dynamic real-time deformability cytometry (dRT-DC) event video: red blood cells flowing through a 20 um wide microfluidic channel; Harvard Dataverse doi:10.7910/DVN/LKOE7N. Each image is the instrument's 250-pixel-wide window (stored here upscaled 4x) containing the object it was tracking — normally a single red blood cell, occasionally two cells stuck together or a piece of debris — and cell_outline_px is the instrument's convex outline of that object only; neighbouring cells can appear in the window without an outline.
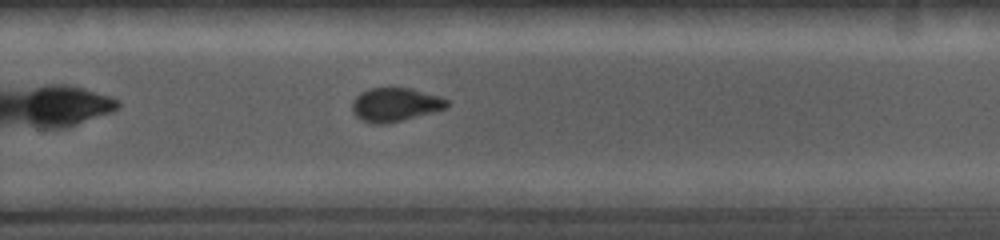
{"species": "common noctule bat (a hibernating species)", "species_latin": "Nyctalus noctula", "temperature_condition": "cold", "stored_images_in_passage": 24, "camera_frame_rate_fps": 5000, "um_per_image_px": 0.085, "animal": {"sex": "female", "body_mass_g": 19.0, "forearm_length_mm": 56.7}, "frame": {"image": 1, "passage_image": 12, "time_ms": 7.6, "image_size_px": [1000, 240], "cell_outline_px": [[448, 108], [384, 124], [372, 124], [360, 120], [352, 112], [352, 100], [360, 92], [368, 88], [412, 88], [440, 96], [448, 100]], "centroid_in_image_um": [33.56, 8.88], "position_along_channel_um": 296.2, "area_um2": 18.67}}